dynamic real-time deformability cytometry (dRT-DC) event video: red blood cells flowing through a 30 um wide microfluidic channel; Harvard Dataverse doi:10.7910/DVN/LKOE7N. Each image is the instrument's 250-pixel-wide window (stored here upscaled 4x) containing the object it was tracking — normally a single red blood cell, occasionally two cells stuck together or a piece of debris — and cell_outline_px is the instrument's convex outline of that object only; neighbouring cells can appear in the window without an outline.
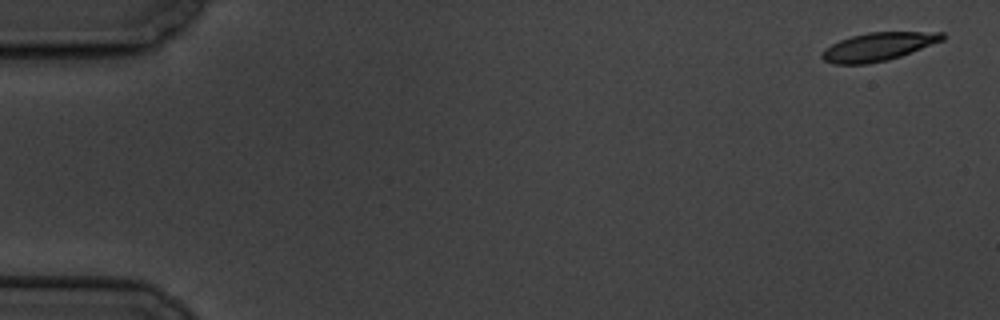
{"species": "common noctule bat (a hibernating species)", "species_latin": "Nyctalus noctula", "temperature_condition": "cold", "stored_images_in_passage": 8, "camera_frame_rate_fps": 3000, "um_per_image_px": 0.085, "animal": {"sex": "male", "body_mass_g": 19.5, "forearm_length_mm": 54.6}, "frame": {"image": 1, "passage_image": 1, "time_ms": 0.0, "image_size_px": [1000, 320], "cell_outline_px": [[944, 40], [900, 56], [888, 60], [868, 64], [832, 64], [824, 60], [820, 56], [820, 52], [824, 48], [840, 40], [852, 36], [868, 32], [944, 32]], "centroid_in_image_um": [74.61, 3.97], "position_along_channel_um": 10.4, "area_um2": 19.83}}
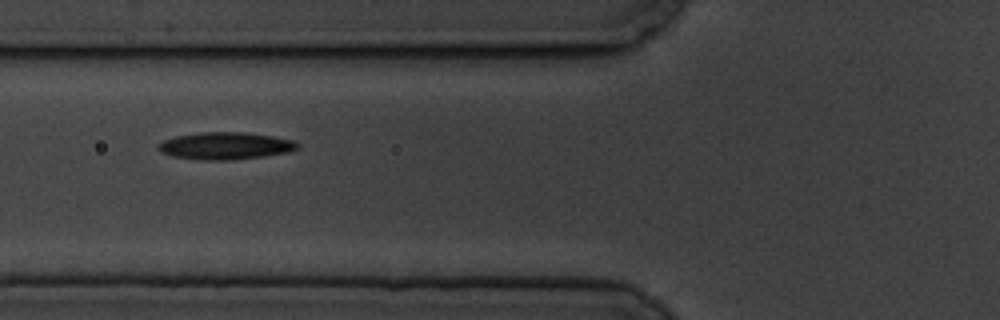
{"frame": {"image": 2, "passage_image": 7, "time_ms": 7.0, "image_size_px": [1000, 320], "cell_outline_px": [[300, 148], [288, 152], [232, 160], [204, 160], [172, 156], [160, 152], [160, 144], [164, 140], [176, 136], [200, 132], [244, 132], [272, 136], [292, 140], [300, 144]], "centroid_in_image_um": [19.18, 12.39], "position_along_channel_um": 106.6, "area_um2": 21.85}}
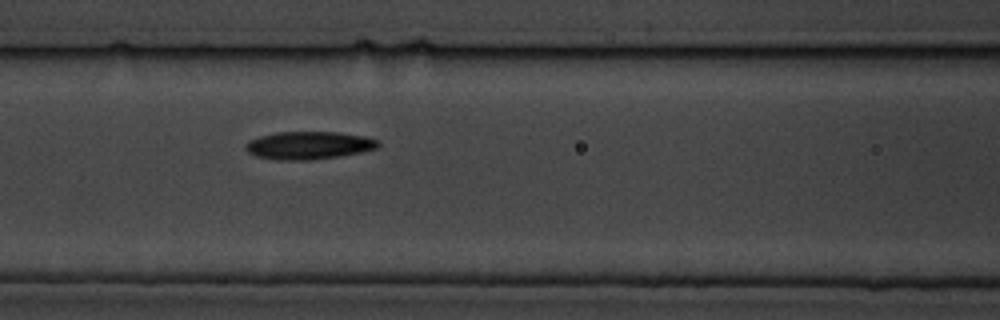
{"frame": {"image": 3, "passage_image": 8, "time_ms": 8.0, "image_size_px": [1000, 320], "cell_outline_px": [[380, 144], [376, 148], [360, 152], [336, 156], [308, 160], [276, 160], [256, 156], [248, 152], [244, 148], [244, 144], [248, 140], [260, 136], [276, 132], [340, 132], [364, 136], [380, 140]], "centroid_in_image_um": [26.21, 12.34], "position_along_channel_um": 140.4, "area_um2": 21.5}}